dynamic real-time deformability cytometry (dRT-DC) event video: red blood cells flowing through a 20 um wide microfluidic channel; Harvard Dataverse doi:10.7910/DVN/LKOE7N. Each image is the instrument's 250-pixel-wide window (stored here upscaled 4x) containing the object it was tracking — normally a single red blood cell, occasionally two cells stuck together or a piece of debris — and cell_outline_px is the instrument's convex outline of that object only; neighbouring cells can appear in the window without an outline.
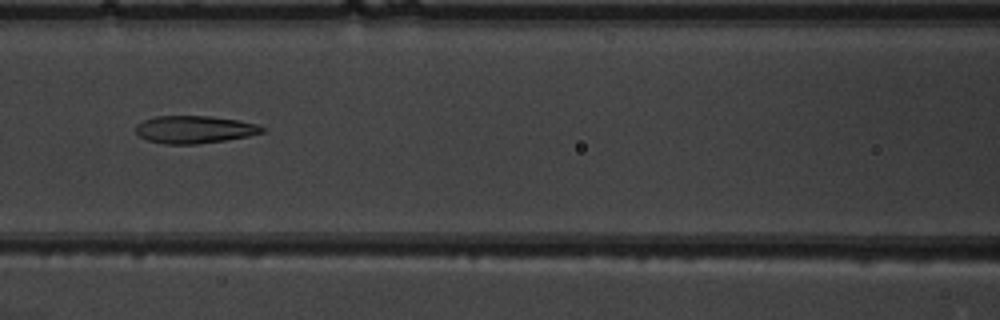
{"species": "common noctule bat (a hibernating species)", "species_latin": "Nyctalus noctula", "temperature_condition": "warm", "stored_images_in_passage": 8, "camera_frame_rate_fps": 3000, "um_per_image_px": 0.085, "animal": {"sex": "male", "body_mass_g": 19.5, "forearm_length_mm": 54.6}, "frame": {"image": 1, "passage_image": 8, "time_ms": 8.333, "image_size_px": [1000, 320], "cell_outline_px": [[264, 132], [248, 136], [224, 140], [196, 144], [164, 144], [148, 140], [140, 136], [136, 132], [136, 124], [144, 120], [156, 116], [212, 116], [236, 120], [256, 124], [264, 128]], "centroid_in_image_um": [16.5, 11.0], "position_along_channel_um": 150.1, "area_um2": 20.11}}